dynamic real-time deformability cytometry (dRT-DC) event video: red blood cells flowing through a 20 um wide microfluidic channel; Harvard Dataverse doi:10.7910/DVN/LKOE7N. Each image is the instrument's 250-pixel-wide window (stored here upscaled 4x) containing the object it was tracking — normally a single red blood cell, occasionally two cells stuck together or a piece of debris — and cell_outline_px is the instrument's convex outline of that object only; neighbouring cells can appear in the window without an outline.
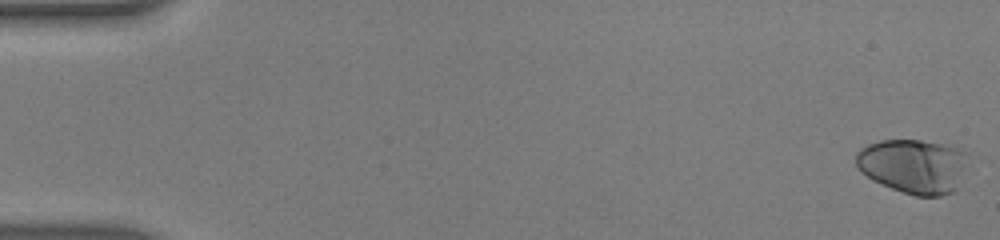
{"species": "human", "species_latin": "Homo sapiens", "temperature_condition": "warm", "stored_images_in_passage": 55, "camera_frame_rate_fps": 3000, "um_per_image_px": 0.085, "donor": {"sex": "male"}, "frame": {"image": 1, "passage_image": 1, "time_ms": 0.0, "image_size_px": [1000, 240], "cell_outline_px": [[968, 156], [956, 192], [940, 196], [916, 196], [892, 188], [872, 180], [860, 172], [856, 164], [856, 152], [860, 148], [868, 144], [880, 140], [920, 140], [940, 144], [956, 148], [968, 152]], "centroid_in_image_um": [77.62, 14.12], "position_along_channel_um": 7.4, "area_um2": 35.55}}
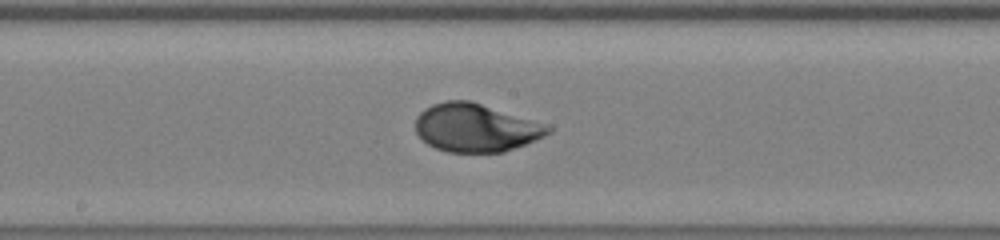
{"frame": {"image": 2, "passage_image": 30, "time_ms": 9.667, "image_size_px": [1000, 240], "cell_outline_px": [[552, 132], [544, 136], [504, 152], [448, 152], [436, 148], [428, 144], [416, 132], [416, 116], [424, 108], [432, 104], [444, 100], [468, 100], [548, 124], [552, 128]], "centroid_in_image_um": [40.43, 10.85], "position_along_channel_um": 207.8, "area_um2": 37.11}}
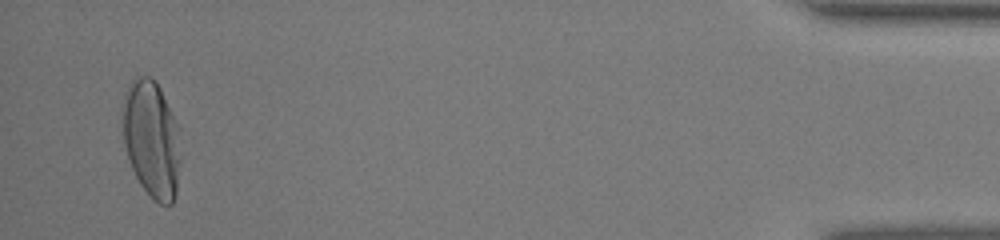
{"frame": {"image": 3, "passage_image": 53, "time_ms": 17.333, "image_size_px": [1000, 240], "cell_outline_px": [[180, 160], [176, 196], [172, 204], [160, 204], [140, 184], [132, 168], [124, 144], [124, 108], [128, 88], [132, 80], [136, 76], [152, 76], [160, 88], [180, 128]], "centroid_in_image_um": [12.94, 11.83], "position_along_channel_um": 422.3, "area_um2": 39.19}, "authors_computed_cell_mechanics": {"area_um2": 36.4718, "velocity_mm_per_s": 3.8393, "shape_relaxation_time_tau1_ms": 5.1294, "shape_relaxation_time_tau2_ms": null, "deformation_change_tau1": 0.2423, "deformation_change_tau2": null}}